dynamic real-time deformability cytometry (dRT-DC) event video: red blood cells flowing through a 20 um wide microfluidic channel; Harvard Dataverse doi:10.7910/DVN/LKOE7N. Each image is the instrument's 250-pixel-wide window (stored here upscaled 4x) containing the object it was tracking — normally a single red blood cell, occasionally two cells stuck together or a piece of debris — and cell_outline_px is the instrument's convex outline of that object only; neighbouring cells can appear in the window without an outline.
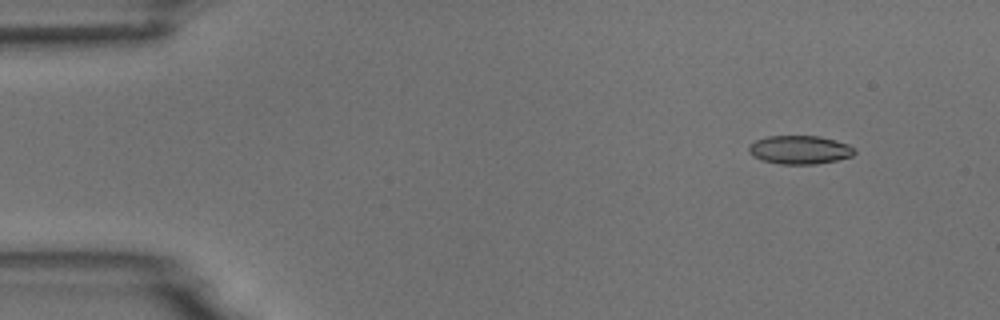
{"species": "common noctule bat (a hibernating species)", "species_latin": "Nyctalus noctula", "temperature_condition": "room temperature", "stored_images_in_passage": 5, "camera_frame_rate_fps": 3000, "um_per_image_px": 0.085, "animal": {"sex": "male", "body_mass_g": 18.8}, "frame": {"image": 1, "passage_image": 2, "time_ms": 1.0, "image_size_px": [1000, 320], "cell_outline_px": [[856, 152], [852, 156], [836, 160], [816, 164], [780, 164], [760, 160], [752, 156], [748, 152], [748, 144], [756, 140], [768, 136], [820, 136], [836, 140], [848, 144], [856, 148]], "centroid_in_image_um": [67.96, 12.73], "position_along_channel_um": 17.0, "area_um2": 17.8}}